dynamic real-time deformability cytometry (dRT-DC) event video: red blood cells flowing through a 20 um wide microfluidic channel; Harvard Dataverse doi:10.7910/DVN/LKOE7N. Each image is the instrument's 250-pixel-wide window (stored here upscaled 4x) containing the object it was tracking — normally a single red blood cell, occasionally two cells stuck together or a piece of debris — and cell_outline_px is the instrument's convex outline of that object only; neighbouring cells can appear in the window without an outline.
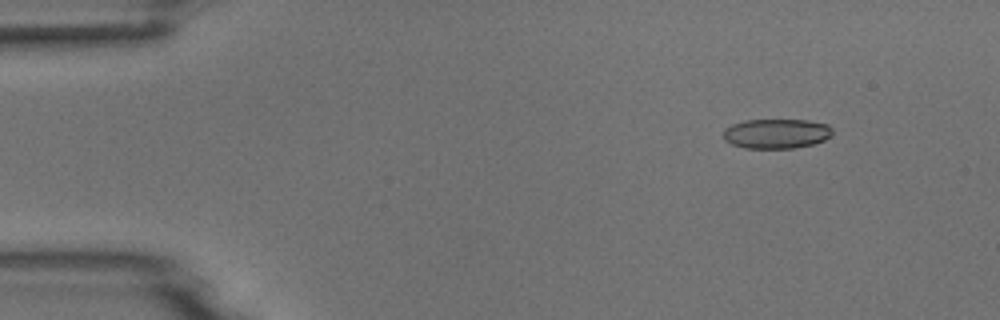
{"species": "common noctule bat (a hibernating species)", "species_latin": "Nyctalus noctula", "temperature_condition": "room temperature", "stored_images_in_passage": 4, "camera_frame_rate_fps": 3000, "um_per_image_px": 0.085, "animal": {"sex": "male", "body_mass_g": 18.8}, "frame": {"image": 1, "passage_image": 2, "time_ms": 1.0, "image_size_px": [1000, 320], "cell_outline_px": [[832, 136], [824, 140], [812, 144], [792, 148], [744, 148], [732, 144], [724, 140], [724, 128], [732, 124], [744, 120], [808, 120], [828, 124], [832, 128]], "centroid_in_image_um": [65.99, 11.35], "position_along_channel_um": 19.0, "area_um2": 18.96}}